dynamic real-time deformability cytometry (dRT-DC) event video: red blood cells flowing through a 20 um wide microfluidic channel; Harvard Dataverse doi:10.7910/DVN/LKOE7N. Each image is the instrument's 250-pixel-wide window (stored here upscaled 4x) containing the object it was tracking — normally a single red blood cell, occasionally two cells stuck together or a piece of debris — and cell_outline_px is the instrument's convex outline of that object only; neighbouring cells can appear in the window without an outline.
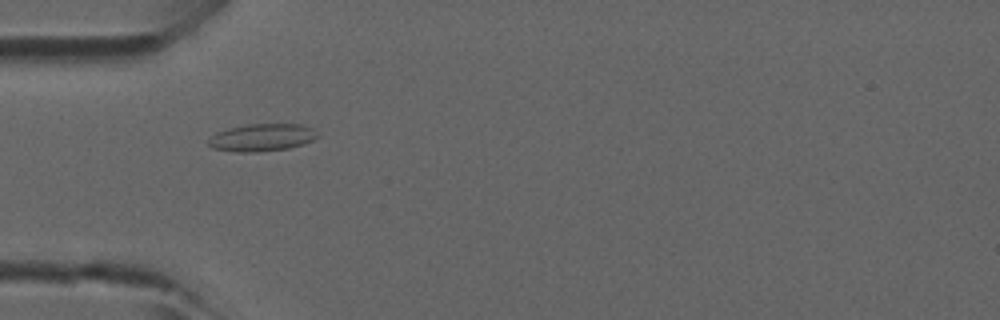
{"species": "common noctule bat (a hibernating species)", "species_latin": "Nyctalus noctula", "temperature_condition": "room temperature", "stored_images_in_passage": 6, "camera_frame_rate_fps": 3000, "um_per_image_px": 0.085, "animal": {"sex": "male", "forearm_length_mm": 52.5}, "frame": {"image": 1, "passage_image": 5, "time_ms": 1.333, "image_size_px": [1000, 320], "cell_outline_px": [[320, 136], [304, 144], [288, 148], [256, 152], [236, 152], [212, 148], [208, 144], [208, 140], [216, 132], [228, 128], [248, 124], [304, 124], [312, 128]], "centroid_in_image_um": [22.27, 11.68], "position_along_channel_um": 62.7, "area_um2": 17.51}}
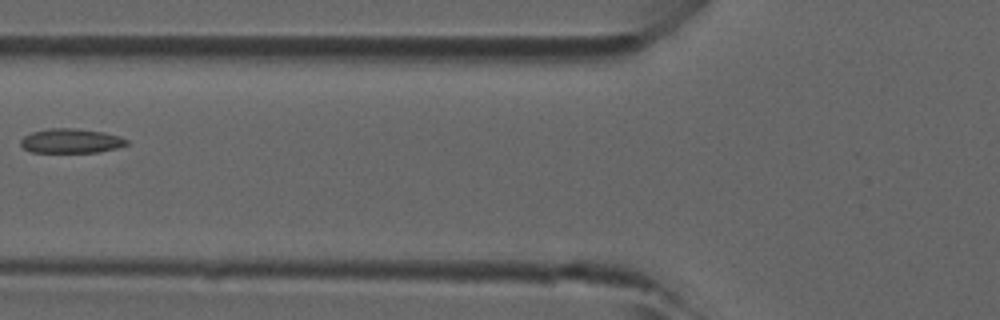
{"frame": {"image": 2, "passage_image": 6, "time_ms": 1.667, "image_size_px": [1000, 320], "cell_outline_px": [[128, 144], [116, 148], [100, 152], [32, 152], [24, 148], [20, 144], [20, 140], [24, 136], [32, 132], [48, 128], [76, 128], [104, 132], [120, 136], [128, 140]], "centroid_in_image_um": [6.04, 11.97], "position_along_channel_um": 119.8, "area_um2": 15.14}}